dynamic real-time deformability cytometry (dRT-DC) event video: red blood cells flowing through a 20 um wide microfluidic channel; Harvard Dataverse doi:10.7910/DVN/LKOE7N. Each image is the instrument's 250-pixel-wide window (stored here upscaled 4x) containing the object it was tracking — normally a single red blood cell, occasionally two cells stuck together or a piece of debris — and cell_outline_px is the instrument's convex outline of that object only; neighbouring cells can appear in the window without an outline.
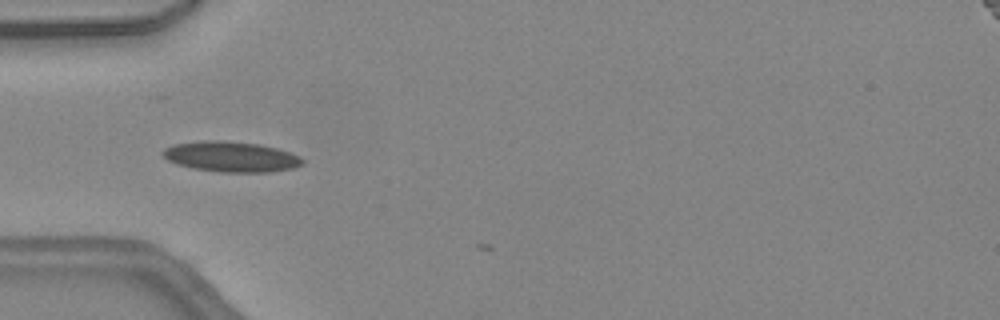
{"species": "common noctule bat (a hibernating species)", "species_latin": "Nyctalus noctula", "temperature_condition": "warm", "stored_images_in_passage": 6, "camera_frame_rate_fps": 3000, "um_per_image_px": 0.085, "animal": {"sex": "female", "body_mass_g": 24.6, "forearm_length_mm": 56.2}, "frame": {"image": 1, "passage_image": 4, "time_ms": 1.0, "image_size_px": [1000, 320], "cell_outline_px": [[304, 164], [292, 168], [272, 172], [220, 172], [192, 168], [176, 164], [168, 160], [160, 152], [164, 148], [172, 144], [204, 140], [220, 140], [260, 144], [276, 148], [300, 156], [304, 160]], "centroid_in_image_um": [19.62, 13.32], "position_along_channel_um": 65.4, "area_um2": 24.91}}